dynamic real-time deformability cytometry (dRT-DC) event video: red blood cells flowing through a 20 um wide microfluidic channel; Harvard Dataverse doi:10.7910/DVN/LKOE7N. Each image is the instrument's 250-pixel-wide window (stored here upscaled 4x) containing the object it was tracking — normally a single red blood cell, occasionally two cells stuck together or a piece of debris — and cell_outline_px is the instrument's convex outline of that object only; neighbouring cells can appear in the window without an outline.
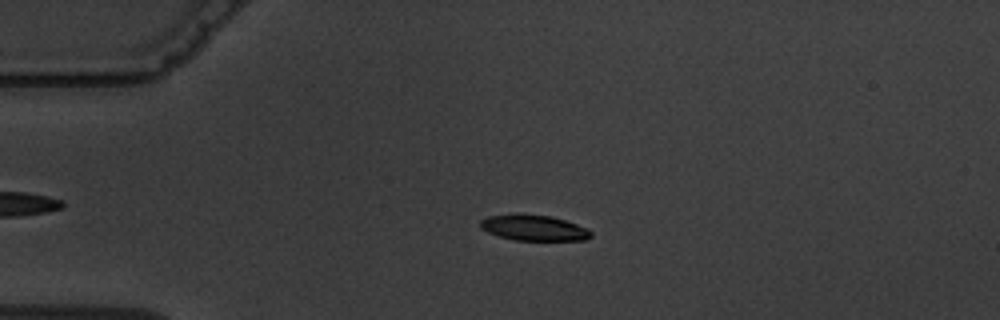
{"species": "common noctule bat (a hibernating species)", "species_latin": "Nyctalus noctula", "temperature_condition": "warm", "stored_images_in_passage": 1, "camera_frame_rate_fps": 3000, "um_per_image_px": 0.085, "animal": {"sex": "male", "body_mass_g": 19.5, "forearm_length_mm": 54.6}, "frame": {"image": 1, "passage_image": 1, "time_ms": 0.0, "image_size_px": [1000, 320], "cell_outline_px": [[592, 236], [584, 240], [516, 240], [500, 236], [488, 232], [480, 228], [480, 220], [488, 216], [516, 212], [552, 216], [588, 228], [592, 232]], "centroid_in_image_um": [45.35, 19.33], "position_along_channel_um": 39.6, "area_um2": 16.82}}